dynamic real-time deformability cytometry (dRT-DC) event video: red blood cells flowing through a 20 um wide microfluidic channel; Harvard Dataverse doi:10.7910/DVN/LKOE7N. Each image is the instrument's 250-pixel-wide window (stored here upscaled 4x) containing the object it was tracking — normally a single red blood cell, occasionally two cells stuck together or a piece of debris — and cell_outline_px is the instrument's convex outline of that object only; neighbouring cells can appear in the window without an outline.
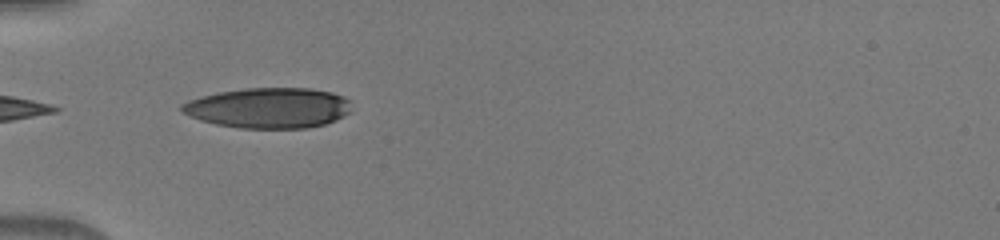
{"species": "human", "species_latin": "Homo sapiens", "temperature_condition": "warm", "stored_images_in_passage": 34, "camera_frame_rate_fps": 3000, "um_per_image_px": 0.085, "donor": {"sex": "male"}, "frame": {"image": 1, "passage_image": 1, "time_ms": 0.0, "image_size_px": [1000, 240], "cell_outline_px": [[348, 112], [344, 116], [336, 120], [324, 124], [308, 128], [240, 128], [216, 124], [200, 120], [184, 112], [180, 108], [180, 104], [188, 100], [220, 92], [244, 88], [312, 88], [332, 92], [344, 96], [348, 100]], "centroid_in_image_um": [22.84, 9.17], "position_along_channel_um": 62.2, "area_um2": 39.77}}